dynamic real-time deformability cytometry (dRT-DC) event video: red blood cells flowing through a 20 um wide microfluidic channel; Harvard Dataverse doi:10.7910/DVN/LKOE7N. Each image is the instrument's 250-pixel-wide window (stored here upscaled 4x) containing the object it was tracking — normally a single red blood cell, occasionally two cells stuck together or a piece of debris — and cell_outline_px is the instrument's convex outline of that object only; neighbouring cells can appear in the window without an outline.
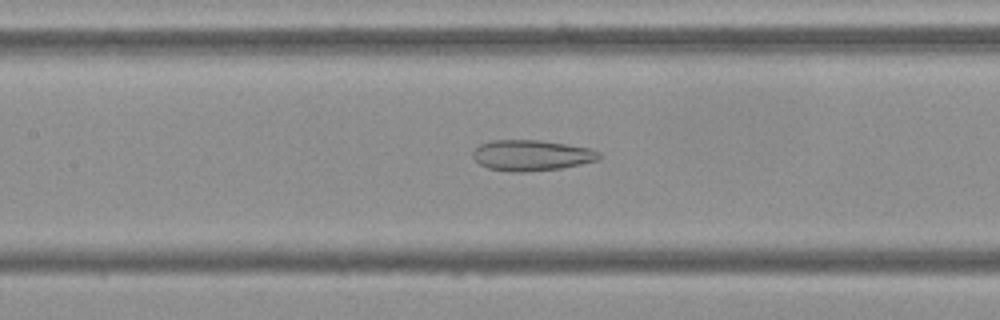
{"species": "Egyptian fruit bat (a non-hibernating species)", "species_latin": "Rousettus aegyptiacus", "temperature_condition": "cold", "stored_images_in_passage": 55, "camera_frame_rate_fps": 3000, "um_per_image_px": 0.085, "frame": {"image": 1, "passage_image": 25, "time_ms": 8.0, "image_size_px": [1000, 320], "cell_outline_px": [[600, 156], [596, 160], [580, 164], [560, 168], [524, 172], [512, 172], [488, 168], [480, 164], [472, 156], [472, 152], [480, 144], [492, 140], [540, 140], [568, 144], [592, 148], [600, 152]], "centroid_in_image_um": [45.17, 13.19], "position_along_channel_um": 162.2, "area_um2": 22.6}}
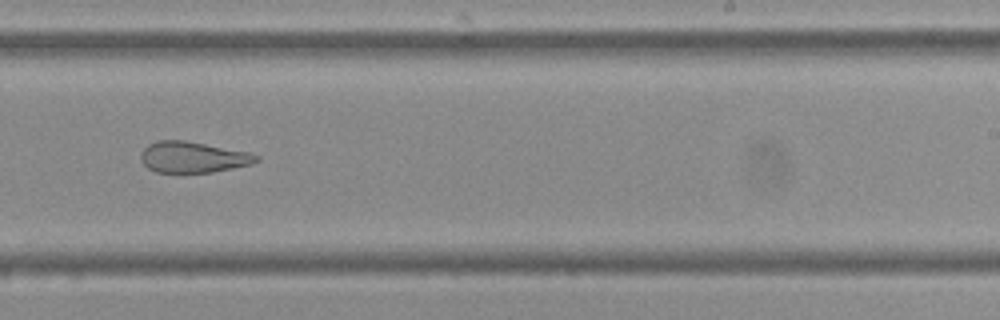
{"frame": {"image": 2, "passage_image": 34, "time_ms": 11.0, "image_size_px": [1000, 320], "cell_outline_px": [[260, 160], [252, 164], [212, 172], [156, 172], [148, 168], [140, 160], [140, 152], [148, 144], [156, 140], [184, 140], [248, 152], [260, 156]], "centroid_in_image_um": [16.38, 13.35], "position_along_channel_um": 272.6, "area_um2": 20.87}}
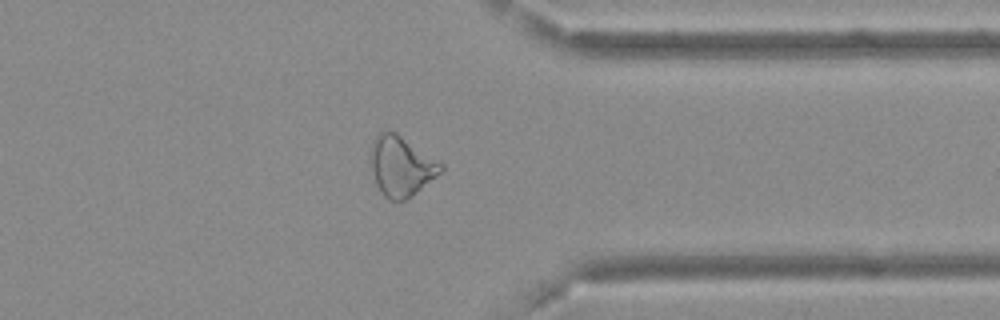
{"frame": {"image": 3, "passage_image": 43, "time_ms": 14.0, "image_size_px": [1000, 320], "cell_outline_px": [[444, 168], [440, 172], [408, 200], [388, 200], [384, 196], [376, 184], [368, 156], [368, 152], [372, 140], [380, 132], [396, 132], [444, 164]], "centroid_in_image_um": [34.06, 14.12], "position_along_channel_um": 377.3, "area_um2": 24.68}, "authors_computed_cell_mechanics": {"area_um2": 26.4724, "velocity_mm_per_s": 3.691, "shape_relaxation_time_tau1_ms": null, "shape_relaxation_time_tau2_ms": 2.879, "deformation_change_tau1": null, "deformation_change_tau2": 0.1183}}